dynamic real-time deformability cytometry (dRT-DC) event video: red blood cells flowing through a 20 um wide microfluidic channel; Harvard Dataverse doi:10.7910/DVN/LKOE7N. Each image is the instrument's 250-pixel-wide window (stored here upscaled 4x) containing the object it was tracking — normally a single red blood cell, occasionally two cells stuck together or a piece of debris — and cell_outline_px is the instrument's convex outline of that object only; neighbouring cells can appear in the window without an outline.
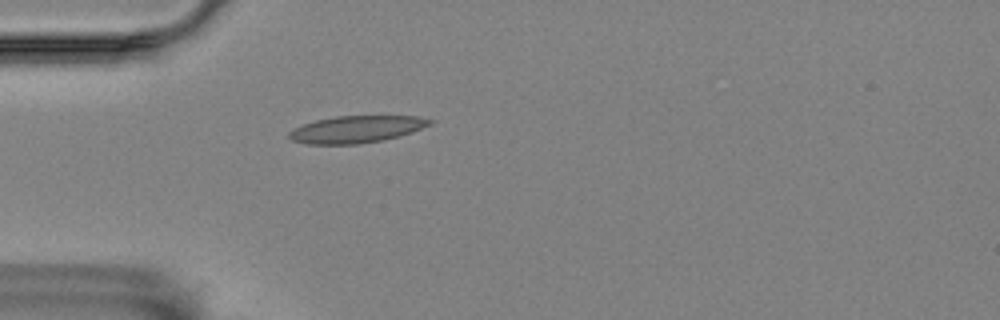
{"species": "Egyptian fruit bat (a non-hibernating species)", "species_latin": "Rousettus aegyptiacus", "temperature_condition": "room temperature", "stored_images_in_passage": 4, "camera_frame_rate_fps": 3000, "um_per_image_px": 0.085, "animal": {"sex": "female"}, "frame": {"image": 1, "passage_image": 4, "time_ms": 1.0, "image_size_px": [1000, 320], "cell_outline_px": [[436, 120], [432, 124], [412, 132], [400, 136], [384, 140], [356, 144], [308, 144], [292, 140], [288, 136], [288, 132], [304, 124], [316, 120], [336, 116], [416, 116]], "centroid_in_image_um": [30.34, 10.99], "position_along_channel_um": 54.7, "area_um2": 22.14}}